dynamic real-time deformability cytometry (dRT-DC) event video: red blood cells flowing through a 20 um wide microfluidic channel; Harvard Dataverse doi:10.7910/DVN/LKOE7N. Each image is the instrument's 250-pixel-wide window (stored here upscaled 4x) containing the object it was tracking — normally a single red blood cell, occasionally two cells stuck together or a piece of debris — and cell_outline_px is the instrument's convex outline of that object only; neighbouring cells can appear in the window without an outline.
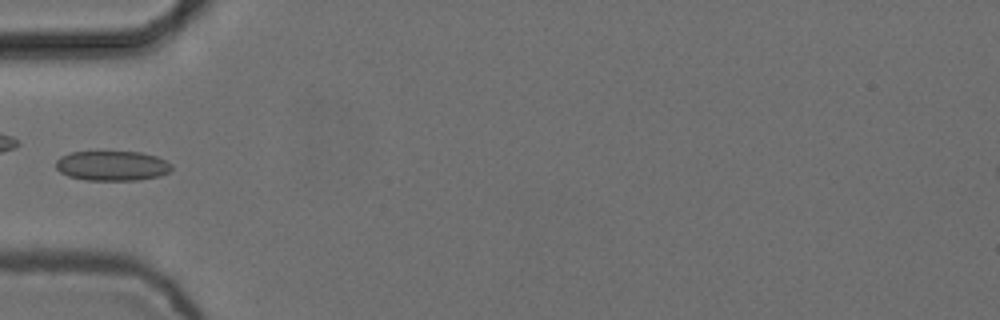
{"species": "common noctule bat (a hibernating species)", "species_latin": "Nyctalus noctula", "temperature_condition": "cold", "stored_images_in_passage": 5, "camera_frame_rate_fps": 3000, "um_per_image_px": 0.085, "animal": {"sex": "female", "body_mass_g": 24.6, "forearm_length_mm": 56.2}, "frame": {"image": 1, "passage_image": 5, "time_ms": 1.333, "image_size_px": [1000, 320], "cell_outline_px": [[172, 168], [168, 172], [160, 176], [140, 180], [84, 180], [68, 176], [60, 172], [56, 168], [56, 160], [60, 156], [72, 152], [140, 152], [156, 156], [172, 164]], "centroid_in_image_um": [9.52, 14.1], "position_along_channel_um": 75.5, "area_um2": 20.17}}